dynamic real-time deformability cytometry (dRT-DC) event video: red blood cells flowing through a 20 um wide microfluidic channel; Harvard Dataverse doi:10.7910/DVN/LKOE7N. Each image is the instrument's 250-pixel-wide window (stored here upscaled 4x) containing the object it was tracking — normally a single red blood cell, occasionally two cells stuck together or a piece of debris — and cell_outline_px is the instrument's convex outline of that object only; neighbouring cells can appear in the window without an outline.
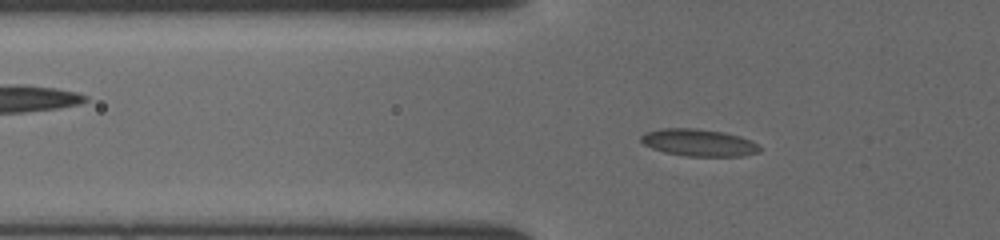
{"species": "common noctule bat (a hibernating species)", "species_latin": "Nyctalus noctula", "temperature_condition": "cold", "stored_images_in_passage": 50, "camera_frame_rate_fps": 3000, "um_per_image_px": 0.085, "animal": {"sex": "female", "body_mass_g": 19.5, "forearm_length_mm": 54.1}, "frame": {"image": 1, "passage_image": 17, "time_ms": 5.0, "image_size_px": [1000, 240], "cell_outline_px": [[760, 152], [740, 156], [688, 156], [664, 152], [652, 148], [644, 144], [640, 140], [640, 136], [644, 132], [660, 128], [696, 128], [724, 132], [740, 136], [752, 140], [760, 148]], "centroid_in_image_um": [59.37, 12.11], "position_along_channel_um": 66.4, "area_um2": 18.84}}
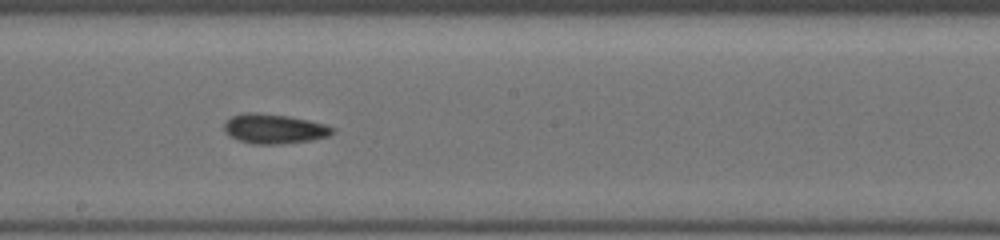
{"frame": {"image": 2, "passage_image": 29, "time_ms": 9.0, "image_size_px": [1000, 240], "cell_outline_px": [[336, 128], [328, 136], [312, 140], [280, 144], [252, 144], [228, 136], [224, 132], [224, 124], [232, 116], [248, 112], [256, 112], [288, 116], [308, 120], [324, 124]], "centroid_in_image_um": [23.29, 10.95], "position_along_channel_um": 224.9, "area_um2": 18.67}}
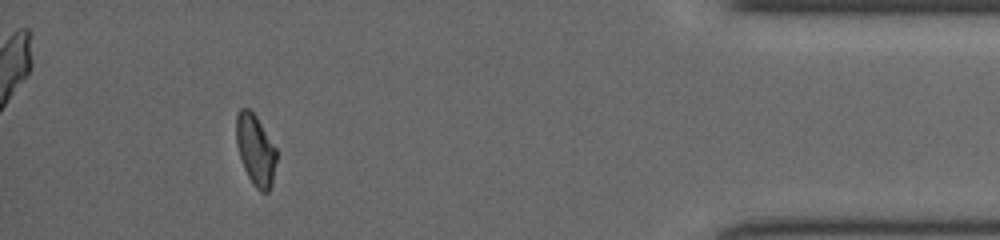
{"frame": {"image": 3, "passage_image": 46, "time_ms": 14.667, "image_size_px": [1000, 240], "cell_outline_px": [[276, 160], [272, 184], [268, 192], [260, 192], [252, 184], [244, 168], [236, 144], [236, 116], [240, 108], [248, 108], [256, 116], [276, 148]], "centroid_in_image_um": [21.71, 12.75], "position_along_channel_um": 413.5, "area_um2": 16.53}}